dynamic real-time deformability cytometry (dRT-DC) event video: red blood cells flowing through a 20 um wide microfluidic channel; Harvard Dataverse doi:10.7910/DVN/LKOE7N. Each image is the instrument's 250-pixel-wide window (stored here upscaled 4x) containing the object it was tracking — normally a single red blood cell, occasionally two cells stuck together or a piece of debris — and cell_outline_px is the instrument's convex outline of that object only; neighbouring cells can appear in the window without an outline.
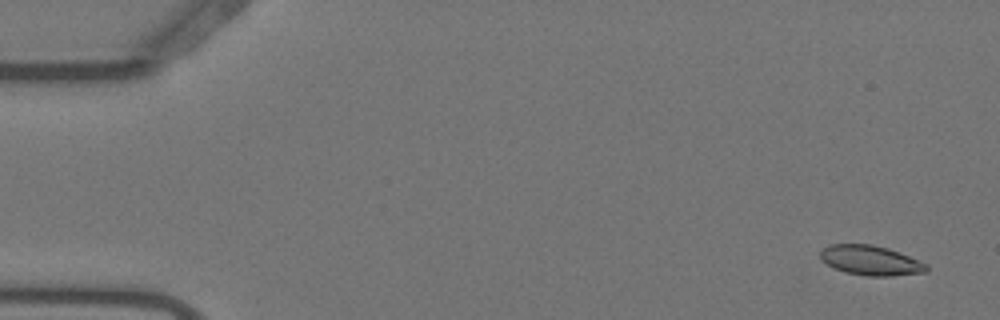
{"species": "Egyptian fruit bat (a non-hibernating species)", "species_latin": "Rousettus aegyptiacus", "temperature_condition": "warm", "stored_images_in_passage": 56, "segment_of_instrument_passage": [1, 2], "camera_frame_rate_fps": 3000, "um_per_image_px": 0.085, "animal": {"sex": "female"}, "frame": {"image": 1, "passage_image": 3, "time_ms": 0.667, "image_size_px": [1000, 320], "cell_outline_px": [[928, 272], [892, 276], [864, 276], [844, 272], [820, 260], [820, 252], [828, 244], [872, 244], [888, 248], [928, 264]], "centroid_in_image_um": [74.01, 22.14], "position_along_channel_um": 11.0, "area_um2": 18.5}}
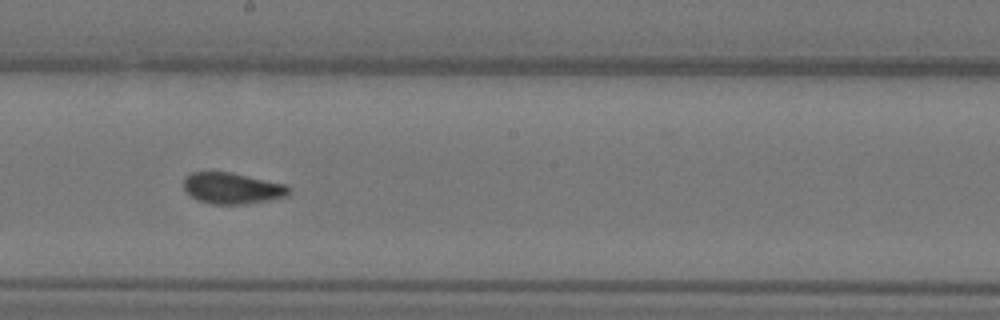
{"frame": {"image": 2, "passage_image": 31, "time_ms": 10.0, "image_size_px": [1000, 320], "cell_outline_px": [[292, 192], [288, 196], [268, 200], [244, 204], [212, 204], [200, 200], [192, 196], [184, 188], [184, 176], [192, 172], [232, 172], [288, 184], [292, 188]], "centroid_in_image_um": [19.82, 15.99], "position_along_channel_um": 228.4, "area_um2": 19.31}}
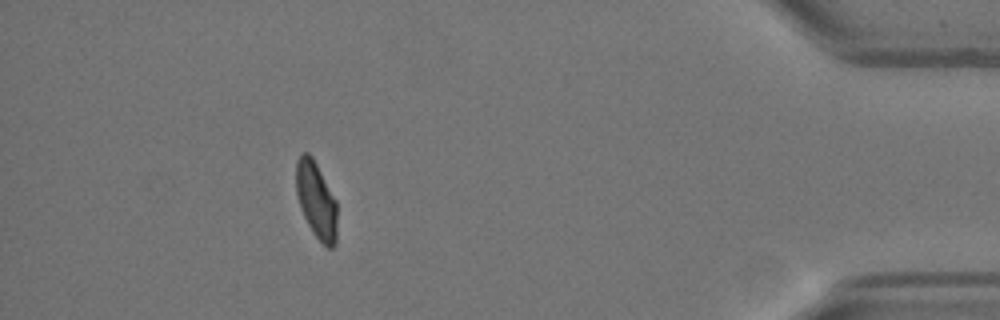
{"frame": {"image": 3, "passage_image": 50, "time_ms": 16.333, "image_size_px": [1000, 320], "cell_outline_px": [[336, 244], [332, 248], [328, 248], [312, 232], [300, 208], [296, 192], [296, 160], [304, 152], [308, 152], [312, 156], [336, 200]], "centroid_in_image_um": [26.87, 17.01], "position_along_channel_um": 408.3, "area_um2": 18.15}}